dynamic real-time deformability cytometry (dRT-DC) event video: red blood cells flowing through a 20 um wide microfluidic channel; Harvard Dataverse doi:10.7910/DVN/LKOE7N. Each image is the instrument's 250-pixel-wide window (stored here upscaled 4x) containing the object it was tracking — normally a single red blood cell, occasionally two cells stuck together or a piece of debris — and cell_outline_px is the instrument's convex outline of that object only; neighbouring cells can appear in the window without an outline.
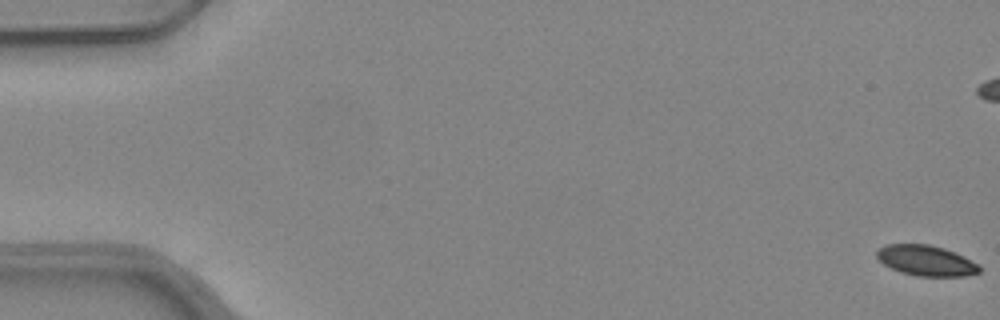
{"species": "common noctule bat (a hibernating species)", "species_latin": "Nyctalus noctula", "temperature_condition": "warm", "stored_images_in_passage": 54, "camera_frame_rate_fps": 3000, "um_per_image_px": 0.085, "animal": {"sex": "female", "body_mass_g": 24.6, "forearm_length_mm": 56.2}, "frame": {"image": 1, "passage_image": 1, "time_ms": 0.0, "image_size_px": [1000, 320], "cell_outline_px": [[980, 272], [968, 276], [916, 276], [900, 272], [884, 264], [876, 256], [876, 248], [884, 244], [928, 244], [944, 248], [964, 256], [976, 264], [980, 268]], "centroid_in_image_um": [78.68, 22.14], "position_along_channel_um": 6.3, "area_um2": 18.26}}
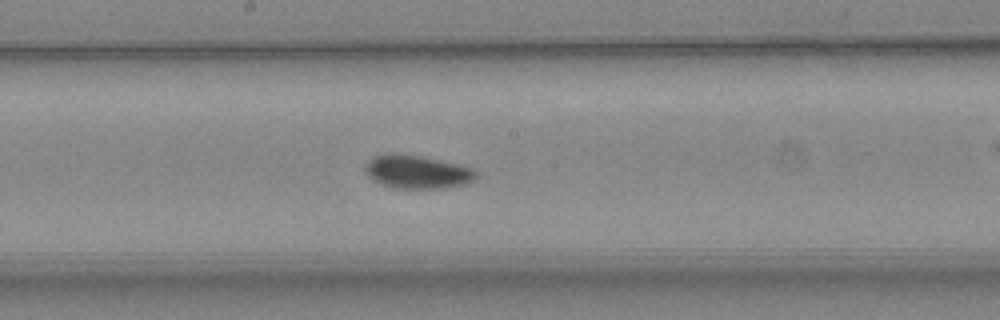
{"frame": {"image": 2, "passage_image": 29, "time_ms": 9.333, "image_size_px": [1000, 320], "cell_outline_px": [[476, 176], [472, 180], [464, 184], [444, 188], [396, 188], [372, 180], [368, 176], [364, 168], [364, 164], [368, 160], [376, 156], [392, 152], [420, 156], [456, 164], [472, 168], [476, 172]], "centroid_in_image_um": [35.4, 14.6], "position_along_channel_um": 212.8, "area_um2": 21.27}}
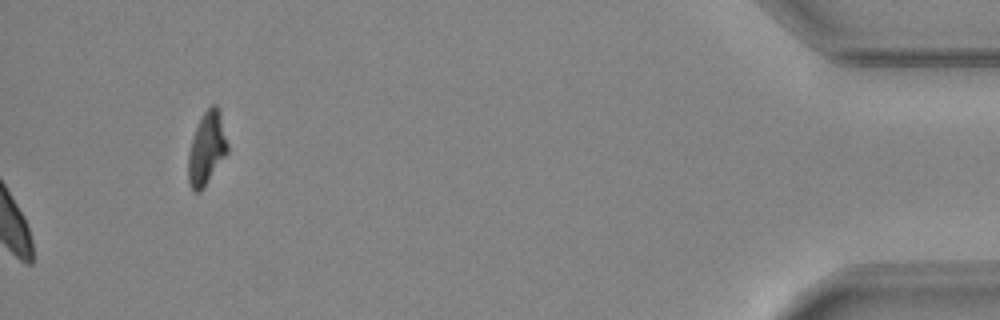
{"frame": {"image": 3, "passage_image": 54, "time_ms": 17.667, "image_size_px": [1000, 320], "cell_outline_px": [[228, 152], [204, 188], [200, 192], [192, 192], [188, 180], [188, 152], [200, 116], [212, 104], [216, 104], [220, 112], [228, 144]], "centroid_in_image_um": [17.57, 12.64], "position_along_channel_um": 417.6, "area_um2": 16.76}, "authors_computed_cell_mechanics": {"area_um2": 20.3167, "velocity_mm_per_s": 3.9642, "shape_relaxation_time_tau1_ms": 2.5763, "shape_relaxation_time_tau2_ms": 5.1127, "deformation_change_tau1": 0.0766, "deformation_change_tau2": 0.0746}}